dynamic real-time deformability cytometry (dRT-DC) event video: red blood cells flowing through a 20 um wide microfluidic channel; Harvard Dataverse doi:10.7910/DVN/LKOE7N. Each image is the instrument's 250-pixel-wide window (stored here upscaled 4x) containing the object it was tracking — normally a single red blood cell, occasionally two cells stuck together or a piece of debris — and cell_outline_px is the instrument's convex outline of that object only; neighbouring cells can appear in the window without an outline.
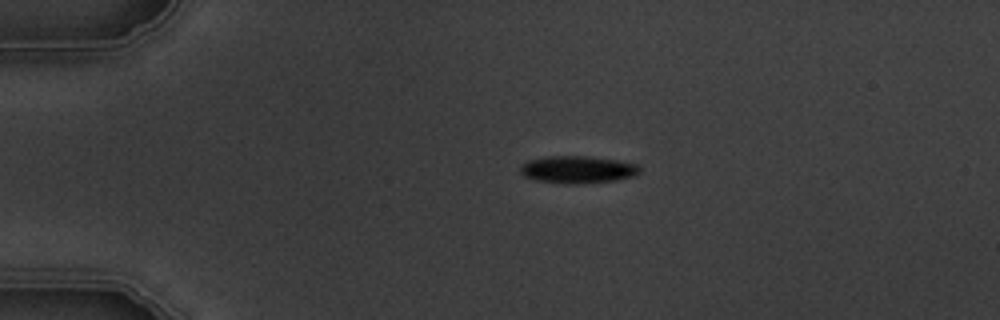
{"species": "common noctule bat (a hibernating species)", "species_latin": "Nyctalus noctula", "temperature_condition": "warm", "stored_images_in_passage": 6, "camera_frame_rate_fps": 3000, "um_per_image_px": 0.085, "animal": {"sex": "male", "body_mass_g": 19.5, "forearm_length_mm": 54.6}, "frame": {"image": 1, "passage_image": 3, "time_ms": 2.333, "image_size_px": [1000, 320], "cell_outline_px": [[640, 172], [632, 176], [616, 180], [576, 184], [564, 184], [536, 180], [524, 176], [520, 172], [520, 164], [528, 160], [548, 156], [588, 156], [616, 160], [636, 164], [640, 168]], "centroid_in_image_um": [49.05, 14.41], "position_along_channel_um": 35.9, "area_um2": 19.02}}
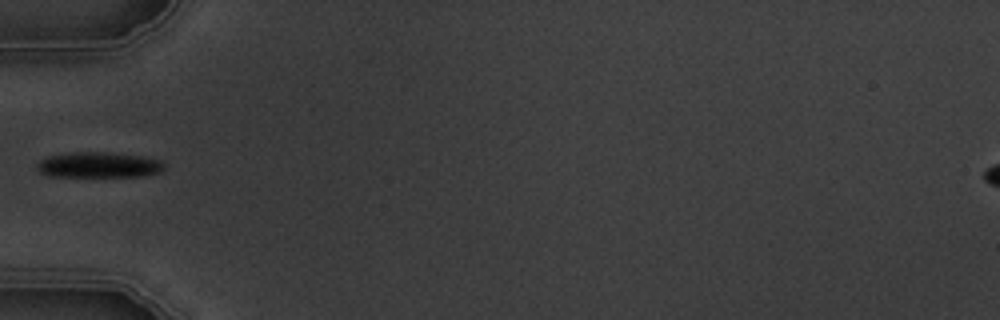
{"frame": {"image": 2, "passage_image": 5, "time_ms": 4.667, "image_size_px": [1000, 320], "cell_outline_px": [[164, 168], [160, 172], [140, 176], [48, 176], [40, 172], [36, 168], [36, 164], [40, 160], [48, 156], [68, 152], [104, 152], [144, 156], [160, 160], [164, 164]], "centroid_in_image_um": [8.36, 14.01], "position_along_channel_um": 76.6, "area_um2": 18.96}}